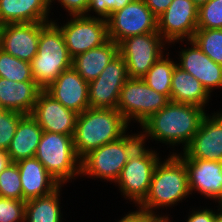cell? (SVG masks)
<instances>
[{"instance_id": "cell-1", "label": "cell", "mask_w": 222, "mask_h": 222, "mask_svg": "<svg viewBox=\"0 0 222 222\" xmlns=\"http://www.w3.org/2000/svg\"><path fill=\"white\" fill-rule=\"evenodd\" d=\"M206 113L203 108L169 101L168 104L154 113L141 126L144 134H141L142 143L146 137L158 140L170 145L183 143L184 149L189 145L196 134Z\"/></svg>"}, {"instance_id": "cell-2", "label": "cell", "mask_w": 222, "mask_h": 222, "mask_svg": "<svg viewBox=\"0 0 222 222\" xmlns=\"http://www.w3.org/2000/svg\"><path fill=\"white\" fill-rule=\"evenodd\" d=\"M127 120L117 109L88 108L77 115L73 136L76 154L82 159L106 143L126 134Z\"/></svg>"}, {"instance_id": "cell-3", "label": "cell", "mask_w": 222, "mask_h": 222, "mask_svg": "<svg viewBox=\"0 0 222 222\" xmlns=\"http://www.w3.org/2000/svg\"><path fill=\"white\" fill-rule=\"evenodd\" d=\"M72 59L57 23L46 22L40 30L37 54L30 62L36 84L45 90L63 71L72 67Z\"/></svg>"}, {"instance_id": "cell-4", "label": "cell", "mask_w": 222, "mask_h": 222, "mask_svg": "<svg viewBox=\"0 0 222 222\" xmlns=\"http://www.w3.org/2000/svg\"><path fill=\"white\" fill-rule=\"evenodd\" d=\"M189 194L185 163L178 154L173 153L166 161H159L156 165L148 195L139 207L154 214L153 209L174 206Z\"/></svg>"}, {"instance_id": "cell-5", "label": "cell", "mask_w": 222, "mask_h": 222, "mask_svg": "<svg viewBox=\"0 0 222 222\" xmlns=\"http://www.w3.org/2000/svg\"><path fill=\"white\" fill-rule=\"evenodd\" d=\"M133 135H124L89 152L81 159L80 174L116 182L129 157L142 144L141 134Z\"/></svg>"}, {"instance_id": "cell-6", "label": "cell", "mask_w": 222, "mask_h": 222, "mask_svg": "<svg viewBox=\"0 0 222 222\" xmlns=\"http://www.w3.org/2000/svg\"><path fill=\"white\" fill-rule=\"evenodd\" d=\"M73 136L43 131L35 153L61 186L75 175H81V159L76 154Z\"/></svg>"}, {"instance_id": "cell-7", "label": "cell", "mask_w": 222, "mask_h": 222, "mask_svg": "<svg viewBox=\"0 0 222 222\" xmlns=\"http://www.w3.org/2000/svg\"><path fill=\"white\" fill-rule=\"evenodd\" d=\"M169 101L164 94L150 88L142 78H128L120 91L117 110L128 123L135 119L142 125Z\"/></svg>"}, {"instance_id": "cell-8", "label": "cell", "mask_w": 222, "mask_h": 222, "mask_svg": "<svg viewBox=\"0 0 222 222\" xmlns=\"http://www.w3.org/2000/svg\"><path fill=\"white\" fill-rule=\"evenodd\" d=\"M157 153L145 149L143 143L132 153L115 182L125 198L140 205L148 195L153 172L159 162Z\"/></svg>"}, {"instance_id": "cell-9", "label": "cell", "mask_w": 222, "mask_h": 222, "mask_svg": "<svg viewBox=\"0 0 222 222\" xmlns=\"http://www.w3.org/2000/svg\"><path fill=\"white\" fill-rule=\"evenodd\" d=\"M108 37L117 44L125 38L158 32L157 17L144 0H133L107 19Z\"/></svg>"}, {"instance_id": "cell-10", "label": "cell", "mask_w": 222, "mask_h": 222, "mask_svg": "<svg viewBox=\"0 0 222 222\" xmlns=\"http://www.w3.org/2000/svg\"><path fill=\"white\" fill-rule=\"evenodd\" d=\"M163 41L158 32H153L128 37L118 43L129 78H142L148 72L164 53Z\"/></svg>"}, {"instance_id": "cell-11", "label": "cell", "mask_w": 222, "mask_h": 222, "mask_svg": "<svg viewBox=\"0 0 222 222\" xmlns=\"http://www.w3.org/2000/svg\"><path fill=\"white\" fill-rule=\"evenodd\" d=\"M57 26L63 34L65 45L72 58L109 40L107 21L100 17L74 15L65 25Z\"/></svg>"}, {"instance_id": "cell-12", "label": "cell", "mask_w": 222, "mask_h": 222, "mask_svg": "<svg viewBox=\"0 0 222 222\" xmlns=\"http://www.w3.org/2000/svg\"><path fill=\"white\" fill-rule=\"evenodd\" d=\"M128 78L126 62L118 54L95 80L88 83L90 108L117 109L120 91Z\"/></svg>"}, {"instance_id": "cell-13", "label": "cell", "mask_w": 222, "mask_h": 222, "mask_svg": "<svg viewBox=\"0 0 222 222\" xmlns=\"http://www.w3.org/2000/svg\"><path fill=\"white\" fill-rule=\"evenodd\" d=\"M198 7L191 0H173L157 18L158 33L165 43L187 38L190 41L197 30Z\"/></svg>"}, {"instance_id": "cell-14", "label": "cell", "mask_w": 222, "mask_h": 222, "mask_svg": "<svg viewBox=\"0 0 222 222\" xmlns=\"http://www.w3.org/2000/svg\"><path fill=\"white\" fill-rule=\"evenodd\" d=\"M45 23H16L1 26L0 49L30 63L37 54L40 30Z\"/></svg>"}, {"instance_id": "cell-15", "label": "cell", "mask_w": 222, "mask_h": 222, "mask_svg": "<svg viewBox=\"0 0 222 222\" xmlns=\"http://www.w3.org/2000/svg\"><path fill=\"white\" fill-rule=\"evenodd\" d=\"M30 115L45 132L63 135H74L75 133L78 114L54 100L44 90L38 94Z\"/></svg>"}, {"instance_id": "cell-16", "label": "cell", "mask_w": 222, "mask_h": 222, "mask_svg": "<svg viewBox=\"0 0 222 222\" xmlns=\"http://www.w3.org/2000/svg\"><path fill=\"white\" fill-rule=\"evenodd\" d=\"M189 159L222 162V113L205 115L189 145L183 150Z\"/></svg>"}, {"instance_id": "cell-17", "label": "cell", "mask_w": 222, "mask_h": 222, "mask_svg": "<svg viewBox=\"0 0 222 222\" xmlns=\"http://www.w3.org/2000/svg\"><path fill=\"white\" fill-rule=\"evenodd\" d=\"M44 91L77 114L90 107L88 82L73 67L63 71Z\"/></svg>"}, {"instance_id": "cell-18", "label": "cell", "mask_w": 222, "mask_h": 222, "mask_svg": "<svg viewBox=\"0 0 222 222\" xmlns=\"http://www.w3.org/2000/svg\"><path fill=\"white\" fill-rule=\"evenodd\" d=\"M178 156L185 163L190 193L195 190L219 200L222 196V162L189 159L184 153Z\"/></svg>"}, {"instance_id": "cell-19", "label": "cell", "mask_w": 222, "mask_h": 222, "mask_svg": "<svg viewBox=\"0 0 222 222\" xmlns=\"http://www.w3.org/2000/svg\"><path fill=\"white\" fill-rule=\"evenodd\" d=\"M191 48L180 52L181 69L193 75L210 94L215 87H222V65L211 60L193 41Z\"/></svg>"}, {"instance_id": "cell-20", "label": "cell", "mask_w": 222, "mask_h": 222, "mask_svg": "<svg viewBox=\"0 0 222 222\" xmlns=\"http://www.w3.org/2000/svg\"><path fill=\"white\" fill-rule=\"evenodd\" d=\"M23 190V201L50 195L61 185L36 158L22 159L16 162Z\"/></svg>"}, {"instance_id": "cell-21", "label": "cell", "mask_w": 222, "mask_h": 222, "mask_svg": "<svg viewBox=\"0 0 222 222\" xmlns=\"http://www.w3.org/2000/svg\"><path fill=\"white\" fill-rule=\"evenodd\" d=\"M41 91L35 81L16 82L0 78V106L4 110L31 114Z\"/></svg>"}, {"instance_id": "cell-22", "label": "cell", "mask_w": 222, "mask_h": 222, "mask_svg": "<svg viewBox=\"0 0 222 222\" xmlns=\"http://www.w3.org/2000/svg\"><path fill=\"white\" fill-rule=\"evenodd\" d=\"M50 5L51 0H0V26L50 22L47 16Z\"/></svg>"}, {"instance_id": "cell-23", "label": "cell", "mask_w": 222, "mask_h": 222, "mask_svg": "<svg viewBox=\"0 0 222 222\" xmlns=\"http://www.w3.org/2000/svg\"><path fill=\"white\" fill-rule=\"evenodd\" d=\"M118 54V44L114 40L109 39L99 47L76 55L72 59V67L89 83L95 80Z\"/></svg>"}, {"instance_id": "cell-24", "label": "cell", "mask_w": 222, "mask_h": 222, "mask_svg": "<svg viewBox=\"0 0 222 222\" xmlns=\"http://www.w3.org/2000/svg\"><path fill=\"white\" fill-rule=\"evenodd\" d=\"M43 130L30 115H24L17 126L15 135L7 150L12 162L35 157Z\"/></svg>"}, {"instance_id": "cell-25", "label": "cell", "mask_w": 222, "mask_h": 222, "mask_svg": "<svg viewBox=\"0 0 222 222\" xmlns=\"http://www.w3.org/2000/svg\"><path fill=\"white\" fill-rule=\"evenodd\" d=\"M209 96V93L201 82L190 73L175 65L171 79V101L204 108Z\"/></svg>"}, {"instance_id": "cell-26", "label": "cell", "mask_w": 222, "mask_h": 222, "mask_svg": "<svg viewBox=\"0 0 222 222\" xmlns=\"http://www.w3.org/2000/svg\"><path fill=\"white\" fill-rule=\"evenodd\" d=\"M59 190L58 188L50 195L25 201V222H62Z\"/></svg>"}, {"instance_id": "cell-27", "label": "cell", "mask_w": 222, "mask_h": 222, "mask_svg": "<svg viewBox=\"0 0 222 222\" xmlns=\"http://www.w3.org/2000/svg\"><path fill=\"white\" fill-rule=\"evenodd\" d=\"M162 55L142 77L144 82L156 92L164 94L170 100L171 79L176 63Z\"/></svg>"}, {"instance_id": "cell-28", "label": "cell", "mask_w": 222, "mask_h": 222, "mask_svg": "<svg viewBox=\"0 0 222 222\" xmlns=\"http://www.w3.org/2000/svg\"><path fill=\"white\" fill-rule=\"evenodd\" d=\"M191 41L211 60L222 65V29H197Z\"/></svg>"}, {"instance_id": "cell-29", "label": "cell", "mask_w": 222, "mask_h": 222, "mask_svg": "<svg viewBox=\"0 0 222 222\" xmlns=\"http://www.w3.org/2000/svg\"><path fill=\"white\" fill-rule=\"evenodd\" d=\"M0 78L16 82L34 81L31 65L0 49Z\"/></svg>"}, {"instance_id": "cell-30", "label": "cell", "mask_w": 222, "mask_h": 222, "mask_svg": "<svg viewBox=\"0 0 222 222\" xmlns=\"http://www.w3.org/2000/svg\"><path fill=\"white\" fill-rule=\"evenodd\" d=\"M0 196L23 201L20 172L15 162L0 173Z\"/></svg>"}, {"instance_id": "cell-31", "label": "cell", "mask_w": 222, "mask_h": 222, "mask_svg": "<svg viewBox=\"0 0 222 222\" xmlns=\"http://www.w3.org/2000/svg\"><path fill=\"white\" fill-rule=\"evenodd\" d=\"M197 29H222V0H209L198 8Z\"/></svg>"}, {"instance_id": "cell-32", "label": "cell", "mask_w": 222, "mask_h": 222, "mask_svg": "<svg viewBox=\"0 0 222 222\" xmlns=\"http://www.w3.org/2000/svg\"><path fill=\"white\" fill-rule=\"evenodd\" d=\"M24 114L12 110H0V150L7 151L15 135L19 120Z\"/></svg>"}, {"instance_id": "cell-33", "label": "cell", "mask_w": 222, "mask_h": 222, "mask_svg": "<svg viewBox=\"0 0 222 222\" xmlns=\"http://www.w3.org/2000/svg\"><path fill=\"white\" fill-rule=\"evenodd\" d=\"M0 222H25V201L0 196Z\"/></svg>"}, {"instance_id": "cell-34", "label": "cell", "mask_w": 222, "mask_h": 222, "mask_svg": "<svg viewBox=\"0 0 222 222\" xmlns=\"http://www.w3.org/2000/svg\"><path fill=\"white\" fill-rule=\"evenodd\" d=\"M133 0H90L87 13L94 11L103 19H107L111 14L121 10Z\"/></svg>"}, {"instance_id": "cell-35", "label": "cell", "mask_w": 222, "mask_h": 222, "mask_svg": "<svg viewBox=\"0 0 222 222\" xmlns=\"http://www.w3.org/2000/svg\"><path fill=\"white\" fill-rule=\"evenodd\" d=\"M54 0H51V3ZM70 16L86 15L90 0H58Z\"/></svg>"}, {"instance_id": "cell-36", "label": "cell", "mask_w": 222, "mask_h": 222, "mask_svg": "<svg viewBox=\"0 0 222 222\" xmlns=\"http://www.w3.org/2000/svg\"><path fill=\"white\" fill-rule=\"evenodd\" d=\"M217 213L210 209L193 211L187 222H215Z\"/></svg>"}, {"instance_id": "cell-37", "label": "cell", "mask_w": 222, "mask_h": 222, "mask_svg": "<svg viewBox=\"0 0 222 222\" xmlns=\"http://www.w3.org/2000/svg\"><path fill=\"white\" fill-rule=\"evenodd\" d=\"M173 0H144L147 7L158 18L163 14Z\"/></svg>"}, {"instance_id": "cell-38", "label": "cell", "mask_w": 222, "mask_h": 222, "mask_svg": "<svg viewBox=\"0 0 222 222\" xmlns=\"http://www.w3.org/2000/svg\"><path fill=\"white\" fill-rule=\"evenodd\" d=\"M151 215L152 213L139 207V210L130 212L119 222H148Z\"/></svg>"}, {"instance_id": "cell-39", "label": "cell", "mask_w": 222, "mask_h": 222, "mask_svg": "<svg viewBox=\"0 0 222 222\" xmlns=\"http://www.w3.org/2000/svg\"><path fill=\"white\" fill-rule=\"evenodd\" d=\"M12 161L10 156L8 155L7 151L0 150V173L6 169Z\"/></svg>"}, {"instance_id": "cell-40", "label": "cell", "mask_w": 222, "mask_h": 222, "mask_svg": "<svg viewBox=\"0 0 222 222\" xmlns=\"http://www.w3.org/2000/svg\"><path fill=\"white\" fill-rule=\"evenodd\" d=\"M148 222H170L169 218L167 216H159L155 214H152L149 218Z\"/></svg>"}, {"instance_id": "cell-41", "label": "cell", "mask_w": 222, "mask_h": 222, "mask_svg": "<svg viewBox=\"0 0 222 222\" xmlns=\"http://www.w3.org/2000/svg\"><path fill=\"white\" fill-rule=\"evenodd\" d=\"M199 8L200 6L206 4L209 0H191Z\"/></svg>"}, {"instance_id": "cell-42", "label": "cell", "mask_w": 222, "mask_h": 222, "mask_svg": "<svg viewBox=\"0 0 222 222\" xmlns=\"http://www.w3.org/2000/svg\"><path fill=\"white\" fill-rule=\"evenodd\" d=\"M215 222H222V208L220 209V213H217Z\"/></svg>"}, {"instance_id": "cell-43", "label": "cell", "mask_w": 222, "mask_h": 222, "mask_svg": "<svg viewBox=\"0 0 222 222\" xmlns=\"http://www.w3.org/2000/svg\"><path fill=\"white\" fill-rule=\"evenodd\" d=\"M218 201L220 203V208H222V196H221V198Z\"/></svg>"}]
</instances>
